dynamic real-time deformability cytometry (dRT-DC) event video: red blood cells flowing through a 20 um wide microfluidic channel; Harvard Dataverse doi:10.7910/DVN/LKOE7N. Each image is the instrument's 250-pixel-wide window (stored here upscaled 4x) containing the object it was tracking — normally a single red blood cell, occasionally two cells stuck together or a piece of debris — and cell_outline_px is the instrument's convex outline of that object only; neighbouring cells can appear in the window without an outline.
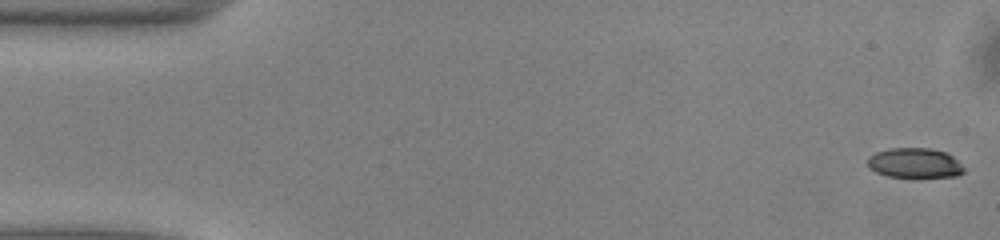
{"species": "common noctule bat (a hibernating species)", "species_latin": "Nyctalus noctula", "temperature_condition": "warm", "stored_images_in_passage": 50, "camera_frame_rate_fps": 3000, "um_per_image_px": 0.085, "animal": {"sex": "male", "body_mass_g": 13.0, "forearm_length_mm": 53.1}, "frame": {"image": 1, "passage_image": 1, "time_ms": 0.0, "image_size_px": [1000, 240], "cell_outline_px": [[964, 172], [956, 176], [888, 176], [876, 172], [868, 168], [868, 156], [876, 152], [888, 148], [932, 148], [944, 152], [952, 156], [964, 168]], "centroid_in_image_um": [77.71, 13.83], "position_along_channel_um": 7.3, "area_um2": 16.53}}
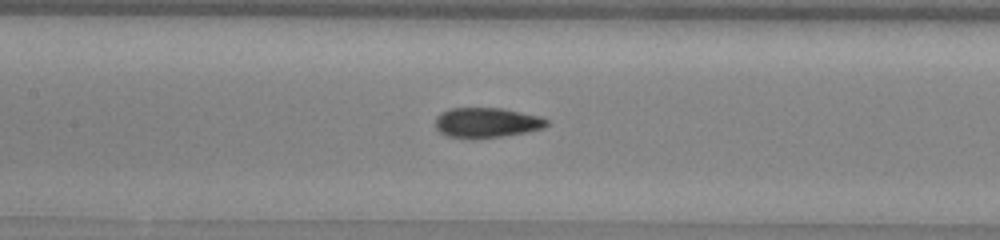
{"frame": {"image": 2, "passage_image": 23, "time_ms": 7.333, "image_size_px": [1000, 240], "cell_outline_px": [[548, 124], [544, 128], [528, 132], [504, 136], [472, 140], [448, 136], [440, 132], [436, 128], [436, 116], [440, 112], [448, 108], [504, 108], [540, 116], [548, 120]], "centroid_in_image_um": [41.36, 10.43], "position_along_channel_um": 166.0, "area_um2": 19.94}}
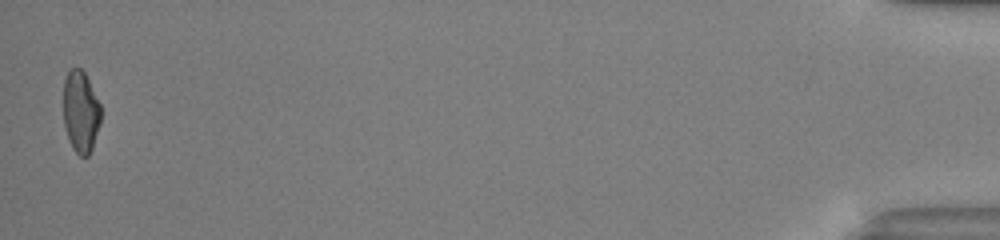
{"frame": {"image": 3, "passage_image": 50, "time_ms": 16.333, "image_size_px": [1000, 240], "cell_outline_px": [[100, 124], [92, 148], [88, 156], [80, 156], [72, 148], [64, 124], [64, 80], [68, 72], [72, 68], [80, 68], [84, 72], [100, 104]], "centroid_in_image_um": [6.86, 9.51], "position_along_channel_um": 428.3, "area_um2": 17.57}, "authors_computed_cell_mechanics": {"area_um2": 19.0162, "velocity_mm_per_s": 4.0533, "shape_relaxation_time_tau1_ms": 4.8868, "shape_relaxation_time_tau2_ms": 1.7601, "deformation_change_tau1": 0.1641, "deformation_change_tau2": 0.0871}}